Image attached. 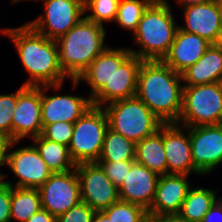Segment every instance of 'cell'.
Here are the masks:
<instances>
[{
	"label": "cell",
	"mask_w": 222,
	"mask_h": 222,
	"mask_svg": "<svg viewBox=\"0 0 222 222\" xmlns=\"http://www.w3.org/2000/svg\"><path fill=\"white\" fill-rule=\"evenodd\" d=\"M119 0H84L85 18L104 26V23L114 22L117 17Z\"/></svg>",
	"instance_id": "f1b7e54d"
},
{
	"label": "cell",
	"mask_w": 222,
	"mask_h": 222,
	"mask_svg": "<svg viewBox=\"0 0 222 222\" xmlns=\"http://www.w3.org/2000/svg\"><path fill=\"white\" fill-rule=\"evenodd\" d=\"M38 189L42 208L55 218L81 202L80 181L76 169L53 173Z\"/></svg>",
	"instance_id": "8fae6325"
},
{
	"label": "cell",
	"mask_w": 222,
	"mask_h": 222,
	"mask_svg": "<svg viewBox=\"0 0 222 222\" xmlns=\"http://www.w3.org/2000/svg\"><path fill=\"white\" fill-rule=\"evenodd\" d=\"M102 212L113 222H148V213L143 207L121 200Z\"/></svg>",
	"instance_id": "f546056e"
},
{
	"label": "cell",
	"mask_w": 222,
	"mask_h": 222,
	"mask_svg": "<svg viewBox=\"0 0 222 222\" xmlns=\"http://www.w3.org/2000/svg\"><path fill=\"white\" fill-rule=\"evenodd\" d=\"M11 140L0 133V167L5 166L8 146Z\"/></svg>",
	"instance_id": "f35d334b"
},
{
	"label": "cell",
	"mask_w": 222,
	"mask_h": 222,
	"mask_svg": "<svg viewBox=\"0 0 222 222\" xmlns=\"http://www.w3.org/2000/svg\"><path fill=\"white\" fill-rule=\"evenodd\" d=\"M222 25V0H216Z\"/></svg>",
	"instance_id": "b9f144b4"
},
{
	"label": "cell",
	"mask_w": 222,
	"mask_h": 222,
	"mask_svg": "<svg viewBox=\"0 0 222 222\" xmlns=\"http://www.w3.org/2000/svg\"><path fill=\"white\" fill-rule=\"evenodd\" d=\"M41 86H24L17 89L16 108L12 115V141L41 135Z\"/></svg>",
	"instance_id": "7c38bea8"
},
{
	"label": "cell",
	"mask_w": 222,
	"mask_h": 222,
	"mask_svg": "<svg viewBox=\"0 0 222 222\" xmlns=\"http://www.w3.org/2000/svg\"><path fill=\"white\" fill-rule=\"evenodd\" d=\"M154 0H119L115 22L133 34L145 10Z\"/></svg>",
	"instance_id": "83f0119b"
},
{
	"label": "cell",
	"mask_w": 222,
	"mask_h": 222,
	"mask_svg": "<svg viewBox=\"0 0 222 222\" xmlns=\"http://www.w3.org/2000/svg\"><path fill=\"white\" fill-rule=\"evenodd\" d=\"M2 181V172H0V182Z\"/></svg>",
	"instance_id": "f6af8a7d"
},
{
	"label": "cell",
	"mask_w": 222,
	"mask_h": 222,
	"mask_svg": "<svg viewBox=\"0 0 222 222\" xmlns=\"http://www.w3.org/2000/svg\"><path fill=\"white\" fill-rule=\"evenodd\" d=\"M108 128L137 143L155 134L163 122L137 96L117 100L102 107Z\"/></svg>",
	"instance_id": "5b68a950"
},
{
	"label": "cell",
	"mask_w": 222,
	"mask_h": 222,
	"mask_svg": "<svg viewBox=\"0 0 222 222\" xmlns=\"http://www.w3.org/2000/svg\"><path fill=\"white\" fill-rule=\"evenodd\" d=\"M163 144L168 174L191 176L190 174L193 173L197 176H203L194 167L188 127L177 123H163Z\"/></svg>",
	"instance_id": "9a60e30c"
},
{
	"label": "cell",
	"mask_w": 222,
	"mask_h": 222,
	"mask_svg": "<svg viewBox=\"0 0 222 222\" xmlns=\"http://www.w3.org/2000/svg\"><path fill=\"white\" fill-rule=\"evenodd\" d=\"M31 140L52 173H64L76 168L67 146L43 138L41 135Z\"/></svg>",
	"instance_id": "d4e9b609"
},
{
	"label": "cell",
	"mask_w": 222,
	"mask_h": 222,
	"mask_svg": "<svg viewBox=\"0 0 222 222\" xmlns=\"http://www.w3.org/2000/svg\"><path fill=\"white\" fill-rule=\"evenodd\" d=\"M107 115L102 107H90L75 123L69 153L75 164L97 162L106 130Z\"/></svg>",
	"instance_id": "52a82bcc"
},
{
	"label": "cell",
	"mask_w": 222,
	"mask_h": 222,
	"mask_svg": "<svg viewBox=\"0 0 222 222\" xmlns=\"http://www.w3.org/2000/svg\"><path fill=\"white\" fill-rule=\"evenodd\" d=\"M17 90L11 94H0V133L12 141V115L16 108Z\"/></svg>",
	"instance_id": "4dcf8cb0"
},
{
	"label": "cell",
	"mask_w": 222,
	"mask_h": 222,
	"mask_svg": "<svg viewBox=\"0 0 222 222\" xmlns=\"http://www.w3.org/2000/svg\"><path fill=\"white\" fill-rule=\"evenodd\" d=\"M167 0H154L145 10L133 33L136 50L132 55L143 60H162L174 41L178 23Z\"/></svg>",
	"instance_id": "277c9868"
},
{
	"label": "cell",
	"mask_w": 222,
	"mask_h": 222,
	"mask_svg": "<svg viewBox=\"0 0 222 222\" xmlns=\"http://www.w3.org/2000/svg\"><path fill=\"white\" fill-rule=\"evenodd\" d=\"M133 162L134 161H116L96 163L102 167L110 181H112L119 188L130 171Z\"/></svg>",
	"instance_id": "d6a6232c"
},
{
	"label": "cell",
	"mask_w": 222,
	"mask_h": 222,
	"mask_svg": "<svg viewBox=\"0 0 222 222\" xmlns=\"http://www.w3.org/2000/svg\"><path fill=\"white\" fill-rule=\"evenodd\" d=\"M136 143L107 129L97 162L135 161Z\"/></svg>",
	"instance_id": "4316f807"
},
{
	"label": "cell",
	"mask_w": 222,
	"mask_h": 222,
	"mask_svg": "<svg viewBox=\"0 0 222 222\" xmlns=\"http://www.w3.org/2000/svg\"><path fill=\"white\" fill-rule=\"evenodd\" d=\"M183 86L222 82V43L211 44L204 55L181 73Z\"/></svg>",
	"instance_id": "7402d4cb"
},
{
	"label": "cell",
	"mask_w": 222,
	"mask_h": 222,
	"mask_svg": "<svg viewBox=\"0 0 222 222\" xmlns=\"http://www.w3.org/2000/svg\"><path fill=\"white\" fill-rule=\"evenodd\" d=\"M21 1H25V0H11V3L12 4H16L18 2H21ZM28 1V0H27ZM31 1V0H30ZM40 1V0H39ZM42 1V0H41Z\"/></svg>",
	"instance_id": "7bdbcfd3"
},
{
	"label": "cell",
	"mask_w": 222,
	"mask_h": 222,
	"mask_svg": "<svg viewBox=\"0 0 222 222\" xmlns=\"http://www.w3.org/2000/svg\"><path fill=\"white\" fill-rule=\"evenodd\" d=\"M194 167L210 175L222 164V124L188 127Z\"/></svg>",
	"instance_id": "5bb4252c"
},
{
	"label": "cell",
	"mask_w": 222,
	"mask_h": 222,
	"mask_svg": "<svg viewBox=\"0 0 222 222\" xmlns=\"http://www.w3.org/2000/svg\"><path fill=\"white\" fill-rule=\"evenodd\" d=\"M143 59L131 55L111 77L109 83L91 99L92 105L103 107L111 102L136 96L138 72Z\"/></svg>",
	"instance_id": "e0dca14e"
},
{
	"label": "cell",
	"mask_w": 222,
	"mask_h": 222,
	"mask_svg": "<svg viewBox=\"0 0 222 222\" xmlns=\"http://www.w3.org/2000/svg\"><path fill=\"white\" fill-rule=\"evenodd\" d=\"M44 13L26 22L36 32L57 41L86 15L84 0H42Z\"/></svg>",
	"instance_id": "9c48e42d"
},
{
	"label": "cell",
	"mask_w": 222,
	"mask_h": 222,
	"mask_svg": "<svg viewBox=\"0 0 222 222\" xmlns=\"http://www.w3.org/2000/svg\"><path fill=\"white\" fill-rule=\"evenodd\" d=\"M184 24L178 27L196 34L211 44L222 43V25L217 2L189 5L182 8Z\"/></svg>",
	"instance_id": "ac0fdd59"
},
{
	"label": "cell",
	"mask_w": 222,
	"mask_h": 222,
	"mask_svg": "<svg viewBox=\"0 0 222 222\" xmlns=\"http://www.w3.org/2000/svg\"><path fill=\"white\" fill-rule=\"evenodd\" d=\"M186 174H166L159 177L155 198L148 215L179 213L191 182Z\"/></svg>",
	"instance_id": "ffe728a7"
},
{
	"label": "cell",
	"mask_w": 222,
	"mask_h": 222,
	"mask_svg": "<svg viewBox=\"0 0 222 222\" xmlns=\"http://www.w3.org/2000/svg\"><path fill=\"white\" fill-rule=\"evenodd\" d=\"M63 83L55 85L41 86V120L43 125L52 124L55 122L75 123L90 107H92L91 98L57 94L49 95L48 91L51 88L54 92L61 90ZM48 94V95H47Z\"/></svg>",
	"instance_id": "4fadbf2b"
},
{
	"label": "cell",
	"mask_w": 222,
	"mask_h": 222,
	"mask_svg": "<svg viewBox=\"0 0 222 222\" xmlns=\"http://www.w3.org/2000/svg\"><path fill=\"white\" fill-rule=\"evenodd\" d=\"M74 132V123L55 122L48 125H43L41 136L48 140L59 144L69 146V143Z\"/></svg>",
	"instance_id": "1f68e13d"
},
{
	"label": "cell",
	"mask_w": 222,
	"mask_h": 222,
	"mask_svg": "<svg viewBox=\"0 0 222 222\" xmlns=\"http://www.w3.org/2000/svg\"><path fill=\"white\" fill-rule=\"evenodd\" d=\"M26 222H56V218L47 210L41 208L33 214Z\"/></svg>",
	"instance_id": "74e56055"
},
{
	"label": "cell",
	"mask_w": 222,
	"mask_h": 222,
	"mask_svg": "<svg viewBox=\"0 0 222 222\" xmlns=\"http://www.w3.org/2000/svg\"><path fill=\"white\" fill-rule=\"evenodd\" d=\"M5 32H6V28H0V33H2V34H5Z\"/></svg>",
	"instance_id": "ee69618b"
},
{
	"label": "cell",
	"mask_w": 222,
	"mask_h": 222,
	"mask_svg": "<svg viewBox=\"0 0 222 222\" xmlns=\"http://www.w3.org/2000/svg\"><path fill=\"white\" fill-rule=\"evenodd\" d=\"M177 5H181V7H186L189 5H195V4H202V3H208V2H214L216 0H175Z\"/></svg>",
	"instance_id": "ab89813d"
},
{
	"label": "cell",
	"mask_w": 222,
	"mask_h": 222,
	"mask_svg": "<svg viewBox=\"0 0 222 222\" xmlns=\"http://www.w3.org/2000/svg\"><path fill=\"white\" fill-rule=\"evenodd\" d=\"M148 222H189L179 213L148 215Z\"/></svg>",
	"instance_id": "8d00e7d4"
},
{
	"label": "cell",
	"mask_w": 222,
	"mask_h": 222,
	"mask_svg": "<svg viewBox=\"0 0 222 222\" xmlns=\"http://www.w3.org/2000/svg\"><path fill=\"white\" fill-rule=\"evenodd\" d=\"M202 222H222V197L213 204Z\"/></svg>",
	"instance_id": "d590c367"
},
{
	"label": "cell",
	"mask_w": 222,
	"mask_h": 222,
	"mask_svg": "<svg viewBox=\"0 0 222 222\" xmlns=\"http://www.w3.org/2000/svg\"><path fill=\"white\" fill-rule=\"evenodd\" d=\"M4 35L15 45L21 65L29 74L24 86L55 85L69 79L60 67L55 40L36 32L27 23L6 27Z\"/></svg>",
	"instance_id": "6da1fadb"
},
{
	"label": "cell",
	"mask_w": 222,
	"mask_h": 222,
	"mask_svg": "<svg viewBox=\"0 0 222 222\" xmlns=\"http://www.w3.org/2000/svg\"><path fill=\"white\" fill-rule=\"evenodd\" d=\"M92 222H113L103 212H95Z\"/></svg>",
	"instance_id": "60d3db41"
},
{
	"label": "cell",
	"mask_w": 222,
	"mask_h": 222,
	"mask_svg": "<svg viewBox=\"0 0 222 222\" xmlns=\"http://www.w3.org/2000/svg\"><path fill=\"white\" fill-rule=\"evenodd\" d=\"M106 34L104 26L83 17L56 41L60 67L69 80L78 79L108 47L105 43Z\"/></svg>",
	"instance_id": "3957f363"
},
{
	"label": "cell",
	"mask_w": 222,
	"mask_h": 222,
	"mask_svg": "<svg viewBox=\"0 0 222 222\" xmlns=\"http://www.w3.org/2000/svg\"><path fill=\"white\" fill-rule=\"evenodd\" d=\"M159 175L134 161L124 182L118 188L119 199L139 205L148 211L154 201Z\"/></svg>",
	"instance_id": "d6986e66"
},
{
	"label": "cell",
	"mask_w": 222,
	"mask_h": 222,
	"mask_svg": "<svg viewBox=\"0 0 222 222\" xmlns=\"http://www.w3.org/2000/svg\"><path fill=\"white\" fill-rule=\"evenodd\" d=\"M41 208V197L38 188L11 186V222H26Z\"/></svg>",
	"instance_id": "484cf974"
},
{
	"label": "cell",
	"mask_w": 222,
	"mask_h": 222,
	"mask_svg": "<svg viewBox=\"0 0 222 222\" xmlns=\"http://www.w3.org/2000/svg\"><path fill=\"white\" fill-rule=\"evenodd\" d=\"M95 211L86 203L80 202L56 218V222H92Z\"/></svg>",
	"instance_id": "836d02e7"
},
{
	"label": "cell",
	"mask_w": 222,
	"mask_h": 222,
	"mask_svg": "<svg viewBox=\"0 0 222 222\" xmlns=\"http://www.w3.org/2000/svg\"><path fill=\"white\" fill-rule=\"evenodd\" d=\"M135 161L159 176L168 174L163 144V124L155 134L136 143Z\"/></svg>",
	"instance_id": "603a6c76"
},
{
	"label": "cell",
	"mask_w": 222,
	"mask_h": 222,
	"mask_svg": "<svg viewBox=\"0 0 222 222\" xmlns=\"http://www.w3.org/2000/svg\"><path fill=\"white\" fill-rule=\"evenodd\" d=\"M177 124L185 127L222 124V82L184 86Z\"/></svg>",
	"instance_id": "8992f818"
},
{
	"label": "cell",
	"mask_w": 222,
	"mask_h": 222,
	"mask_svg": "<svg viewBox=\"0 0 222 222\" xmlns=\"http://www.w3.org/2000/svg\"><path fill=\"white\" fill-rule=\"evenodd\" d=\"M11 185L0 182V222H11Z\"/></svg>",
	"instance_id": "e575fe53"
},
{
	"label": "cell",
	"mask_w": 222,
	"mask_h": 222,
	"mask_svg": "<svg viewBox=\"0 0 222 222\" xmlns=\"http://www.w3.org/2000/svg\"><path fill=\"white\" fill-rule=\"evenodd\" d=\"M75 169L80 181L81 201L95 212H102L120 200L118 187L98 163H79Z\"/></svg>",
	"instance_id": "30bf717a"
},
{
	"label": "cell",
	"mask_w": 222,
	"mask_h": 222,
	"mask_svg": "<svg viewBox=\"0 0 222 222\" xmlns=\"http://www.w3.org/2000/svg\"><path fill=\"white\" fill-rule=\"evenodd\" d=\"M19 143L20 141L10 142L5 162V165L10 168L9 171L18 178V181L14 184L10 180H6L7 175L4 173H2V180L12 187L39 188L53 173L33 144L17 147L10 151Z\"/></svg>",
	"instance_id": "ba28073f"
},
{
	"label": "cell",
	"mask_w": 222,
	"mask_h": 222,
	"mask_svg": "<svg viewBox=\"0 0 222 222\" xmlns=\"http://www.w3.org/2000/svg\"><path fill=\"white\" fill-rule=\"evenodd\" d=\"M182 76L162 60H143L136 96L163 123H177L182 109Z\"/></svg>",
	"instance_id": "7a4b0ae2"
},
{
	"label": "cell",
	"mask_w": 222,
	"mask_h": 222,
	"mask_svg": "<svg viewBox=\"0 0 222 222\" xmlns=\"http://www.w3.org/2000/svg\"><path fill=\"white\" fill-rule=\"evenodd\" d=\"M217 190L191 186L179 214L189 222H202L213 204L221 197Z\"/></svg>",
	"instance_id": "cb8c5ba5"
},
{
	"label": "cell",
	"mask_w": 222,
	"mask_h": 222,
	"mask_svg": "<svg viewBox=\"0 0 222 222\" xmlns=\"http://www.w3.org/2000/svg\"><path fill=\"white\" fill-rule=\"evenodd\" d=\"M132 55L128 47H107L79 76L78 79H71L73 89H76L80 82L89 85V98H93L106 83H109L115 70H117Z\"/></svg>",
	"instance_id": "2e32d148"
},
{
	"label": "cell",
	"mask_w": 222,
	"mask_h": 222,
	"mask_svg": "<svg viewBox=\"0 0 222 222\" xmlns=\"http://www.w3.org/2000/svg\"><path fill=\"white\" fill-rule=\"evenodd\" d=\"M211 45L206 39L192 33L185 32L179 27L168 53L162 61L177 73H182L194 65Z\"/></svg>",
	"instance_id": "44dd1931"
}]
</instances>
